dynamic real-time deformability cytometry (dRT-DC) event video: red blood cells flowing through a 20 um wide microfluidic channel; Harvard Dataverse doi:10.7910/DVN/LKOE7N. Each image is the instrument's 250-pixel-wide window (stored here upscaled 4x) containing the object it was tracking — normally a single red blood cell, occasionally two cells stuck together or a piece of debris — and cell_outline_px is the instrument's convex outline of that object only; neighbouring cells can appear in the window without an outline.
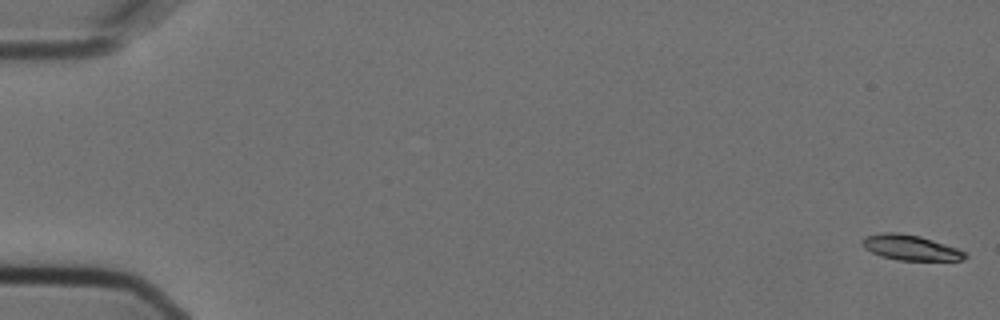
{"species": "Egyptian fruit bat (a non-hibernating species)", "species_latin": "Rousettus aegyptiacus", "temperature_condition": "cold", "stored_images_in_passage": 57, "camera_frame_rate_fps": 3000, "um_per_image_px": 0.085, "animal": {"sex": "female"}, "frame": {"image": 1, "passage_image": 1, "time_ms": 0.0, "image_size_px": [1000, 320], "cell_outline_px": [[968, 256], [964, 260], [896, 260], [880, 256], [864, 248], [860, 240], [868, 236], [884, 232], [900, 232], [920, 236], [956, 248], [964, 252]], "centroid_in_image_um": [77.36, 21.05], "position_along_channel_um": 7.6, "area_um2": 15.03}}
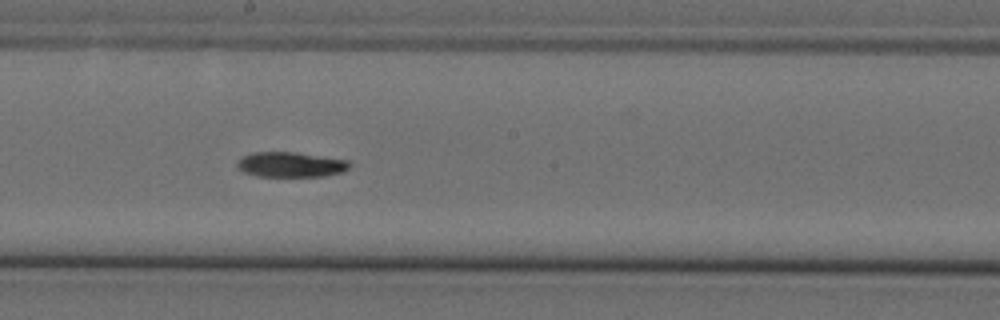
{"frame": {"image": 2, "passage_image": 32, "time_ms": 10.333, "image_size_px": [1000, 320], "cell_outline_px": [[352, 164], [344, 172], [324, 176], [256, 176], [244, 172], [236, 168], [236, 164], [244, 156], [252, 152], [292, 152], [348, 160]], "centroid_in_image_um": [24.71, 13.99], "position_along_channel_um": 223.5, "area_um2": 16.36}}
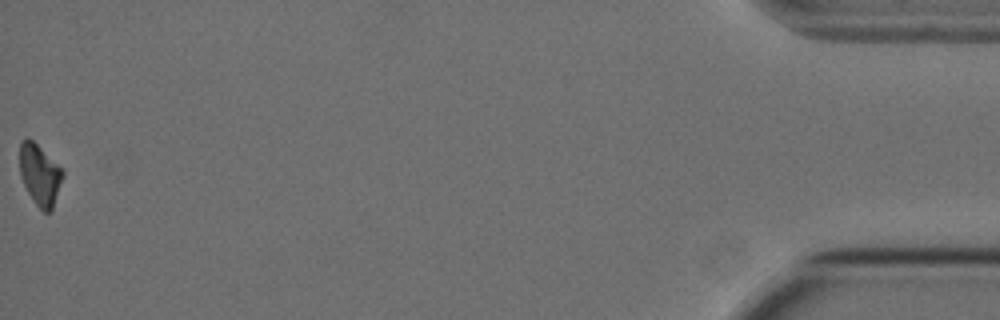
{"frame": {"image": 3, "passage_image": 57, "time_ms": 18.667, "image_size_px": [1000, 320], "cell_outline_px": [[64, 176], [52, 212], [44, 212], [36, 204], [28, 192], [20, 176], [20, 140], [24, 136], [32, 140], [64, 172]], "centroid_in_image_um": [3.38, 14.87], "position_along_channel_um": 431.8, "area_um2": 15.14}, "authors_computed_cell_mechanics": {"area_um2": 16.3574, "velocity_mm_per_s": 3.6226, "shape_relaxation_time_tau1_ms": 5.5925, "shape_relaxation_time_tau2_ms": null, "deformation_change_tau1": 0.1562, "deformation_change_tau2": null}}